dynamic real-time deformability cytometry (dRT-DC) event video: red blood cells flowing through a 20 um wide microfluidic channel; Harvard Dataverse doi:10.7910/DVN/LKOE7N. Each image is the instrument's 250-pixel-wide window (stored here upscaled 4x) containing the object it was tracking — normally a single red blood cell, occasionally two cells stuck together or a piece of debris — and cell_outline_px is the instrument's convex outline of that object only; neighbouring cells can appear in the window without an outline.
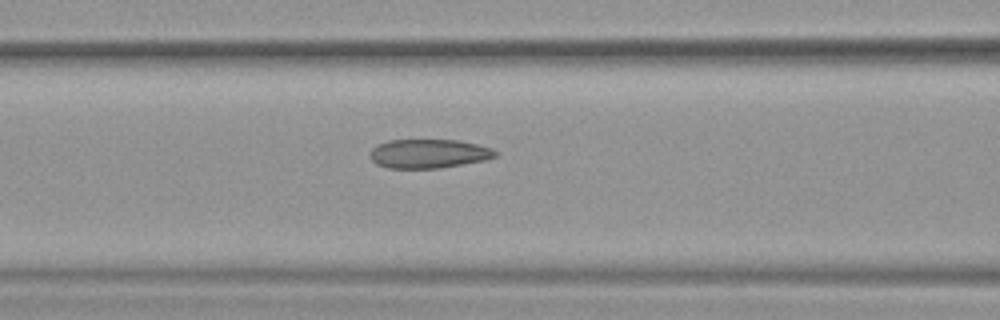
{"species": "common noctule bat (a hibernating species)", "species_latin": "Nyctalus noctula", "temperature_condition": "warm", "stored_images_in_passage": 19, "camera_frame_rate_fps": 3000, "um_per_image_px": 0.085, "animal": {"sex": "female", "body_mass_g": 19.9}, "frame": {"image": 1, "passage_image": 14, "time_ms": 4.333, "image_size_px": [1000, 320], "cell_outline_px": [[496, 156], [484, 160], [440, 168], [388, 168], [376, 164], [368, 156], [368, 152], [372, 148], [388, 140], [460, 140], [492, 148], [496, 152]], "centroid_in_image_um": [36.39, 13.06], "position_along_channel_um": 130.2, "area_um2": 21.15}}